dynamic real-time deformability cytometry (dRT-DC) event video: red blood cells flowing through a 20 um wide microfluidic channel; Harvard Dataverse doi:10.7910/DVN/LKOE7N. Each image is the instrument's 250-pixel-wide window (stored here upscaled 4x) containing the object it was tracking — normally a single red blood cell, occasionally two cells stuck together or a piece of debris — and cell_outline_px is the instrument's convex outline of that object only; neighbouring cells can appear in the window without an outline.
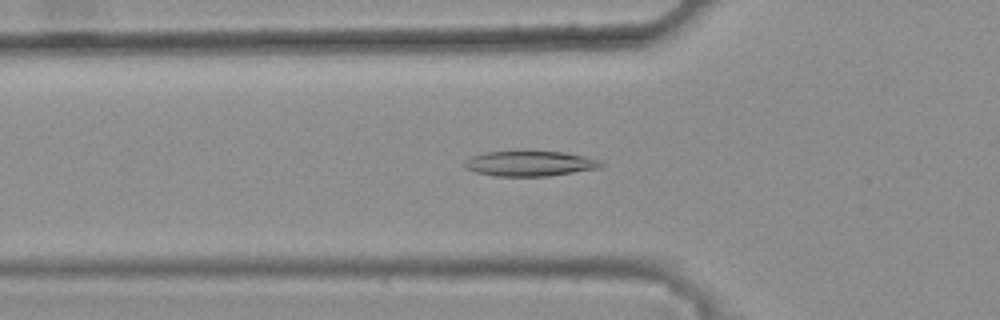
{"species": "common noctule bat (a hibernating species)", "species_latin": "Nyctalus noctula", "temperature_condition": "warm", "stored_images_in_passage": 46, "camera_frame_rate_fps": 3000, "um_per_image_px": 0.085, "animal": {"sex": "female", "body_mass_g": 25.1}, "frame": {"image": 1, "passage_image": 18, "time_ms": 5.667, "image_size_px": [1000, 320], "cell_outline_px": [[604, 164], [600, 168], [548, 176], [496, 176], [476, 172], [464, 168], [464, 160], [472, 156], [484, 152], [564, 152], [584, 156], [600, 160]], "centroid_in_image_um": [45.03, 13.91], "position_along_channel_um": 80.8, "area_um2": 19.88}}
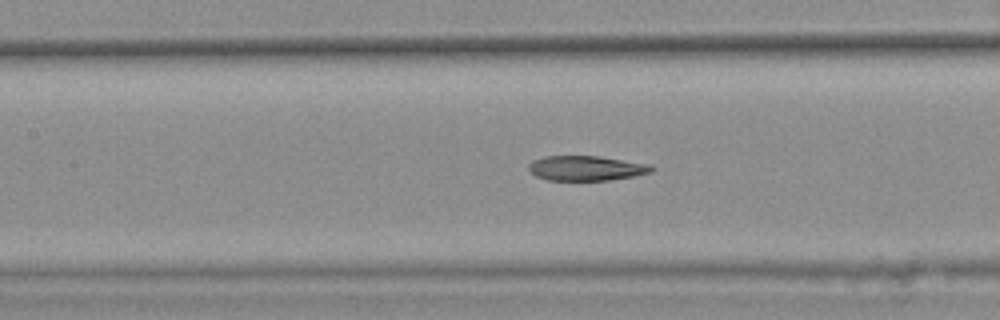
{"frame": {"image": 2, "passage_image": 24, "time_ms": 7.667, "image_size_px": [1000, 320], "cell_outline_px": [[656, 168], [652, 172], [632, 176], [608, 180], [548, 180], [536, 176], [528, 168], [528, 164], [532, 160], [544, 156], [600, 156], [648, 164]], "centroid_in_image_um": [49.81, 14.29], "position_along_channel_um": 157.6, "area_um2": 17.74}}
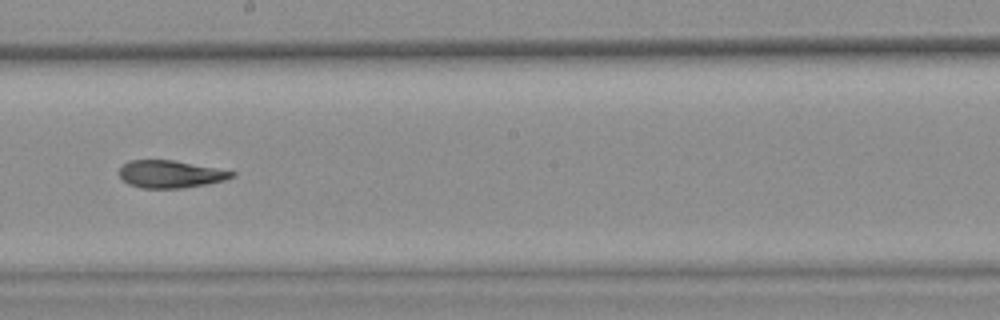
{"frame": {"image": 3, "passage_image": 30, "time_ms": 9.667, "image_size_px": [1000, 320], "cell_outline_px": [[236, 176], [224, 180], [208, 184], [180, 188], [140, 188], [128, 184], [120, 176], [120, 168], [128, 160], [172, 160], [236, 172]], "centroid_in_image_um": [14.48, 14.81], "position_along_channel_um": 233.7, "area_um2": 17.86}, "authors_computed_cell_mechanics": {"area_um2": 19.1318, "velocity_mm_per_s": 3.8189, "shape_relaxation_time_tau1_ms": 10.8351, "shape_relaxation_time_tau2_ms": 3.0123, "deformation_change_tau1": 0.2651, "deformation_change_tau2": 0.1031}}